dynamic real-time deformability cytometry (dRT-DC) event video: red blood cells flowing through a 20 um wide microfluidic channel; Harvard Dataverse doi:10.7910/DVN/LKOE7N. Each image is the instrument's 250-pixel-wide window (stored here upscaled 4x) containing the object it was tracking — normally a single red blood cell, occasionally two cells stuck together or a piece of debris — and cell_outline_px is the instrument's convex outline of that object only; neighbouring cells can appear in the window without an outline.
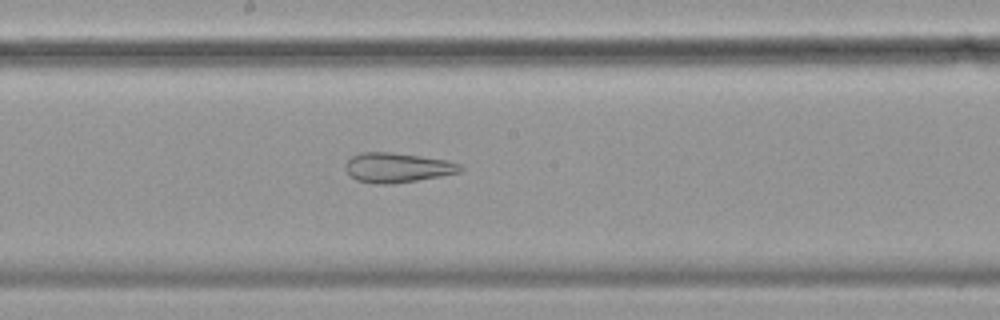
{"species": "common noctule bat (a hibernating species)", "species_latin": "Nyctalus noctula", "temperature_condition": "cold", "stored_images_in_passage": 57, "camera_frame_rate_fps": 3000, "um_per_image_px": 0.085, "animal": {"sex": "female", "body_mass_g": 19.9}, "frame": {"image": 1, "passage_image": 30, "time_ms": 9.667, "image_size_px": [1000, 320], "cell_outline_px": [[464, 168], [460, 172], [440, 176], [392, 184], [376, 184], [356, 180], [348, 176], [344, 168], [344, 164], [352, 156], [360, 152], [388, 152], [420, 156], [448, 160], [460, 164]], "centroid_in_image_um": [33.73, 14.25], "position_along_channel_um": 214.5, "area_um2": 20.0}}
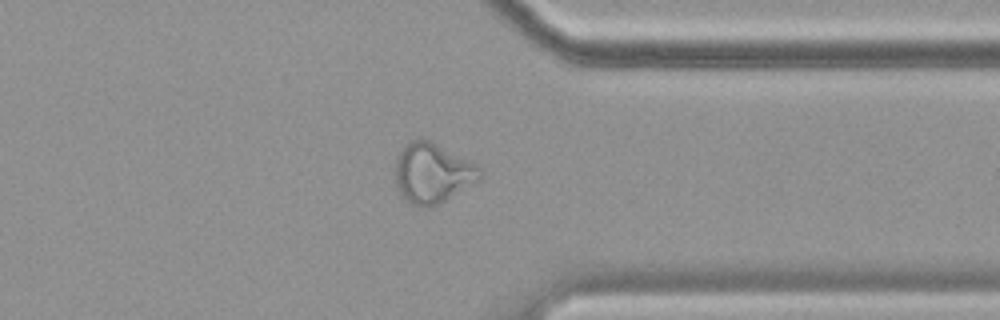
{"frame": {"image": 2, "passage_image": 44, "time_ms": 14.333, "image_size_px": [1000, 320], "cell_outline_px": [[484, 172], [480, 180], [440, 204], [428, 208], [424, 208], [412, 204], [404, 200], [400, 196], [396, 188], [396, 156], [404, 144], [412, 140], [428, 140], [476, 164]], "centroid_in_image_um": [36.75, 14.76], "position_along_channel_um": 374.7, "area_um2": 29.77}}
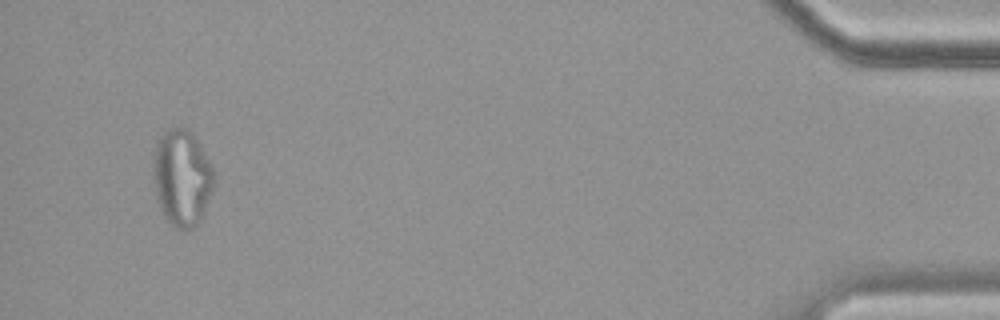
{"frame": {"image": 3, "passage_image": 54, "time_ms": 17.667, "image_size_px": [1000, 320], "cell_outline_px": [[212, 188], [200, 220], [192, 228], [180, 232], [164, 216], [156, 192], [152, 176], [152, 164], [156, 144], [160, 136], [168, 128], [180, 124], [188, 128], [192, 132], [208, 160], [212, 168]], "centroid_in_image_um": [15.42, 15.06], "position_along_channel_um": 419.8, "area_um2": 33.87}, "authors_computed_cell_mechanics": {"area_um2": 29.767, "velocity_mm_per_s": 3.5103, "shape_relaxation_time_tau1_ms": null, "shape_relaxation_time_tau2_ms": 2.225, "deformation_change_tau1": null, "deformation_change_tau2": 0.0958}}